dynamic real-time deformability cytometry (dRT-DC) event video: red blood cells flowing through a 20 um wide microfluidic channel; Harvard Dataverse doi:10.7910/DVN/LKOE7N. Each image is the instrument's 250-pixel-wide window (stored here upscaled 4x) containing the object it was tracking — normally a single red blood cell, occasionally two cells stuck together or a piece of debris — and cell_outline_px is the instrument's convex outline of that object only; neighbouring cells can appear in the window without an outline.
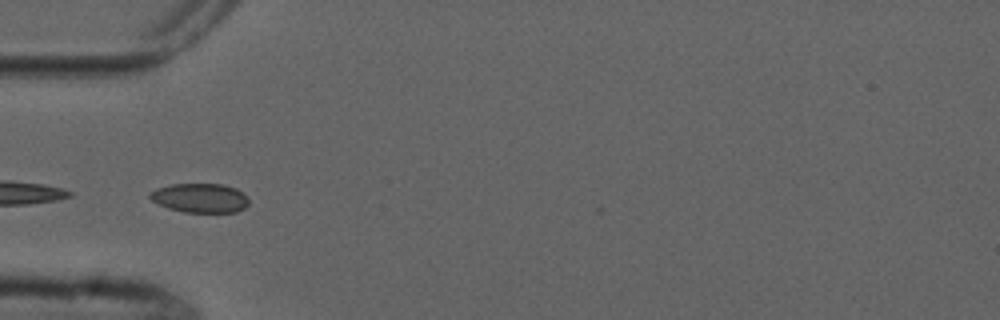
{"species": "common noctule bat (a hibernating species)", "species_latin": "Nyctalus noctula", "temperature_condition": "cold", "stored_images_in_passage": 7, "camera_frame_rate_fps": 3000, "um_per_image_px": 0.085, "animal": {"sex": "male", "forearm_length_mm": 52.5}, "frame": {"image": 1, "passage_image": 1, "time_ms": 0.0, "image_size_px": [1000, 320], "cell_outline_px": [[248, 204], [244, 208], [236, 212], [184, 212], [168, 208], [152, 200], [148, 196], [148, 192], [156, 188], [172, 184], [224, 184], [236, 188], [244, 192], [248, 196]], "centroid_in_image_um": [17.02, 16.82], "position_along_channel_um": 68.0, "area_um2": 16.99}}
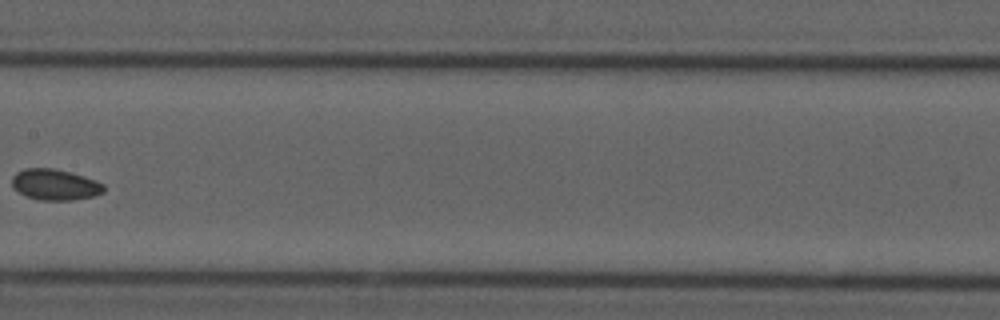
{"frame": {"image": 2, "passage_image": 4, "time_ms": 3.667, "image_size_px": [1000, 320], "cell_outline_px": [[104, 192], [96, 196], [72, 200], [40, 200], [28, 196], [12, 188], [12, 176], [16, 172], [24, 168], [52, 168], [84, 176], [104, 184]], "centroid_in_image_um": [4.67, 15.69], "position_along_channel_um": 202.7, "area_um2": 16.53}}
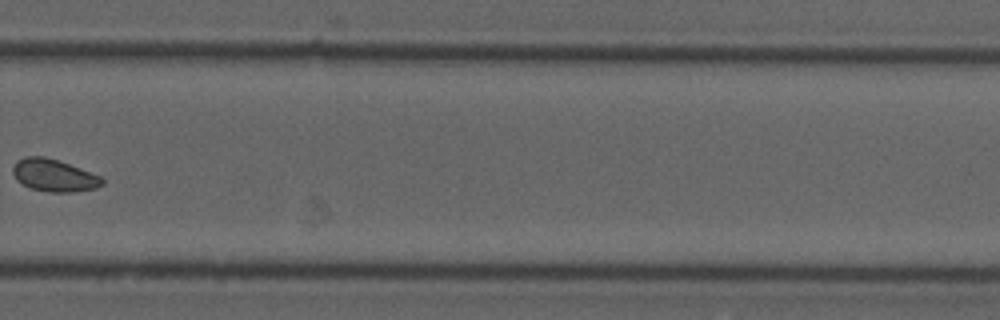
{"frame": {"image": 3, "passage_image": 7, "time_ms": 7.0, "image_size_px": [1000, 320], "cell_outline_px": [[104, 184], [96, 188], [72, 192], [48, 192], [32, 188], [16, 180], [12, 172], [12, 168], [16, 160], [24, 156], [44, 156], [80, 168], [100, 176], [104, 180]], "centroid_in_image_um": [4.56, 14.9], "position_along_channel_um": 325.2, "area_um2": 16.76}}